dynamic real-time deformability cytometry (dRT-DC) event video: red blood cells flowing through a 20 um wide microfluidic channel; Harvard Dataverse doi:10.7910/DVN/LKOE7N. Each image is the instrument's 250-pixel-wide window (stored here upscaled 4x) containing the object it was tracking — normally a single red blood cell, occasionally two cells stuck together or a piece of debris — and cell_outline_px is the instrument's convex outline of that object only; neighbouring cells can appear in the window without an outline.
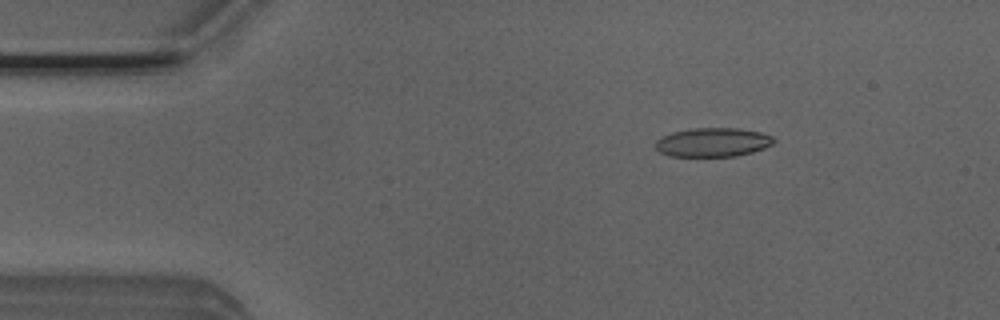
{"species": "Egyptian fruit bat (a non-hibernating species)", "species_latin": "Rousettus aegyptiacus", "temperature_condition": "room temperature", "stored_images_in_passage": 5, "camera_frame_rate_fps": 3000, "um_per_image_px": 0.085, "animal": {"sex": "male"}, "frame": {"image": 1, "passage_image": 2, "time_ms": 0.333, "image_size_px": [1000, 320], "cell_outline_px": [[776, 140], [772, 144], [764, 148], [752, 152], [736, 156], [668, 156], [660, 152], [652, 144], [660, 136], [672, 132], [692, 128], [736, 128], [760, 132], [772, 136]], "centroid_in_image_um": [60.54, 12.09], "position_along_channel_um": 24.5, "area_um2": 20.11}}